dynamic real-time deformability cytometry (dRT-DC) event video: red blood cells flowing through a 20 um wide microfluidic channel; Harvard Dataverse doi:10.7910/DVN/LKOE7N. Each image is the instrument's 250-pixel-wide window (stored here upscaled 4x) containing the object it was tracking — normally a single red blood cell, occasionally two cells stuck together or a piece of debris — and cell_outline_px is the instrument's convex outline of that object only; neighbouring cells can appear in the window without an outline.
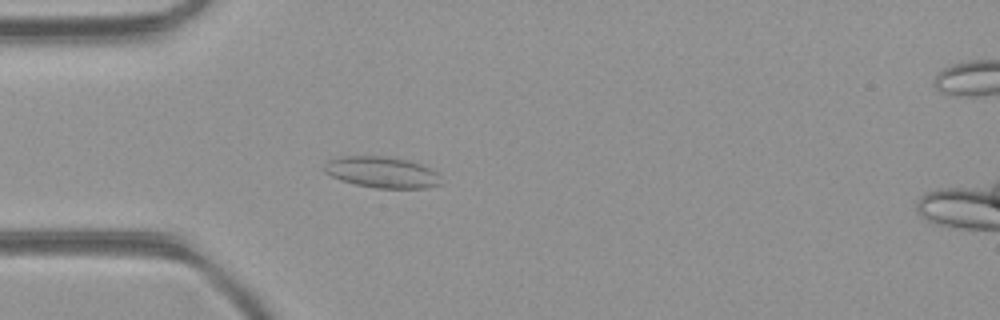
{"species": "common noctule bat (a hibernating species)", "species_latin": "Nyctalus noctula", "temperature_condition": "room temperature", "stored_images_in_passage": 3, "camera_frame_rate_fps": 3000, "um_per_image_px": 0.085, "animal": {"sex": "female", "body_mass_g": 21.9}, "frame": {"image": 1, "passage_image": 3, "time_ms": 0.667, "image_size_px": [1000, 320], "cell_outline_px": [[440, 184], [428, 188], [376, 188], [356, 184], [340, 180], [324, 172], [324, 168], [328, 160], [340, 156], [384, 156], [408, 160], [420, 164], [436, 172]], "centroid_in_image_um": [32.42, 14.64], "position_along_channel_um": 52.6, "area_um2": 20.98}}